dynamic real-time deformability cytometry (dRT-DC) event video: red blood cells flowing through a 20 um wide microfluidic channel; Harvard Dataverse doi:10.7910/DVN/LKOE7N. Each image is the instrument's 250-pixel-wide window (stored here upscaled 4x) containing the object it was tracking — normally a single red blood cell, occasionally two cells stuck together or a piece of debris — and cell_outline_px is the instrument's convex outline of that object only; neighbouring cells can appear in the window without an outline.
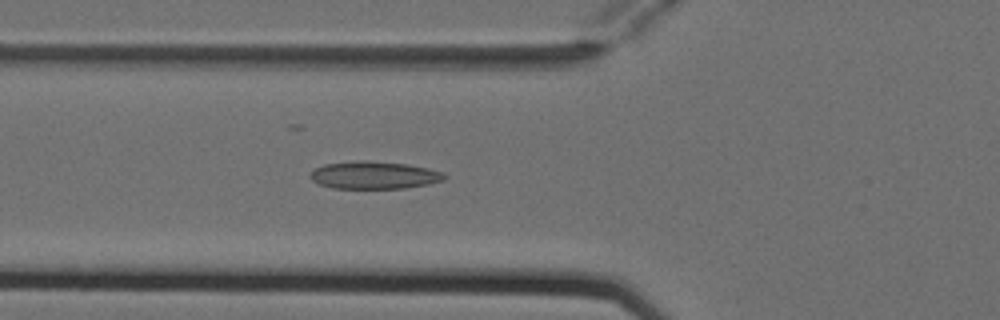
{"species": "Egyptian fruit bat (a non-hibernating species)", "species_latin": "Rousettus aegyptiacus", "temperature_condition": "cold", "stored_images_in_passage": 6, "camera_frame_rate_fps": 3000, "um_per_image_px": 0.085, "animal": {"sex": "female"}, "frame": {"image": 1, "passage_image": 6, "time_ms": 1.667, "image_size_px": [1000, 320], "cell_outline_px": [[448, 176], [444, 180], [428, 184], [404, 188], [332, 188], [320, 184], [312, 180], [308, 176], [316, 168], [324, 164], [360, 160], [364, 160], [408, 164], [428, 168], [444, 172]], "centroid_in_image_um": [31.83, 14.88], "position_along_channel_um": 94.0, "area_um2": 21.56}}